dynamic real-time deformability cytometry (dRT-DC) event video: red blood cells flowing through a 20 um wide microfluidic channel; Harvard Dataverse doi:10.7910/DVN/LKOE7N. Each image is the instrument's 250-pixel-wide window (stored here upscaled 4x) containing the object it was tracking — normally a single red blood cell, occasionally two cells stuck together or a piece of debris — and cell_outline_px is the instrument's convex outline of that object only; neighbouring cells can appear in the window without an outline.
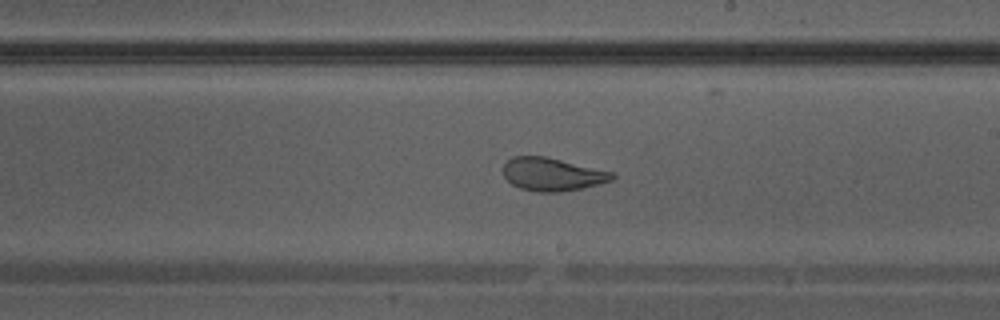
{"species": "Egyptian fruit bat (a non-hibernating species)", "species_latin": "Rousettus aegyptiacus", "temperature_condition": "warm", "stored_images_in_passage": 39, "camera_frame_rate_fps": 3000, "um_per_image_px": 0.085, "animal": {"sex": "male"}, "frame": {"image": 1, "passage_image": 23, "time_ms": 7.333, "image_size_px": [1000, 320], "cell_outline_px": [[616, 176], [612, 180], [600, 184], [584, 188], [560, 192], [536, 192], [520, 188], [512, 184], [504, 176], [504, 164], [512, 156], [544, 156], [612, 172]], "centroid_in_image_um": [46.94, 14.83], "position_along_channel_um": 242.1, "area_um2": 20.87}}